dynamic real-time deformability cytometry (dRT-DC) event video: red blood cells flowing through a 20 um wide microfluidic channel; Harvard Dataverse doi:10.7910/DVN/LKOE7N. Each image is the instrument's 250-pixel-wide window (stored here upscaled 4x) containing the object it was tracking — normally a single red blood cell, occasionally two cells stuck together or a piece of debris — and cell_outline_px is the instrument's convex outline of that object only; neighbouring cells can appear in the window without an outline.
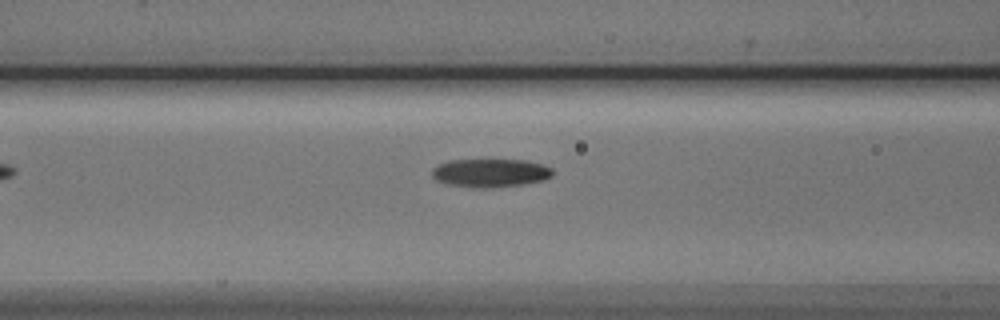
{"species": "Egyptian fruit bat (a non-hibernating species)", "species_latin": "Rousettus aegyptiacus", "temperature_condition": "cold", "stored_images_in_passage": 7, "camera_frame_rate_fps": 3000, "um_per_image_px": 0.085, "animal": {"sex": "male"}, "frame": {"image": 1, "passage_image": 7, "time_ms": 7.0, "image_size_px": [1000, 320], "cell_outline_px": [[552, 176], [544, 180], [520, 184], [492, 188], [476, 188], [448, 184], [436, 180], [432, 176], [432, 168], [436, 164], [448, 160], [528, 160], [544, 164], [552, 168]], "centroid_in_image_um": [41.66, 14.69], "position_along_channel_um": 124.9, "area_um2": 20.11}}